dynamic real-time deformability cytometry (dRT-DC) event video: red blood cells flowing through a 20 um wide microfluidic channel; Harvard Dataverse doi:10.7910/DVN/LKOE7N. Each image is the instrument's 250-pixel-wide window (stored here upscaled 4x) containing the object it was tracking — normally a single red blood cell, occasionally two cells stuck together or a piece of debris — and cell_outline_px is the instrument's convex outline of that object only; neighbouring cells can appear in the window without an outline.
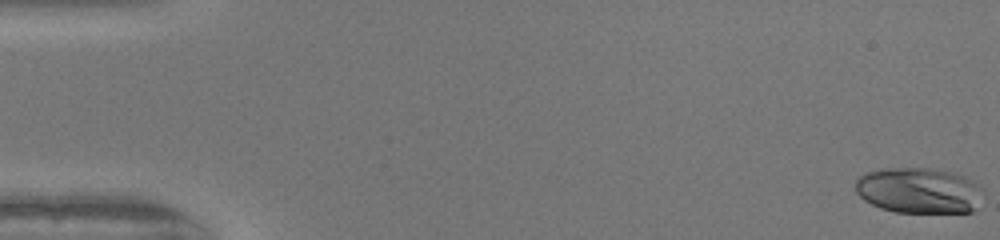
{"species": "human", "species_latin": "Homo sapiens", "temperature_condition": "warm", "stored_images_in_passage": 17, "camera_frame_rate_fps": 3000, "um_per_image_px": 0.085, "donor": {"sex": "female"}, "frame": {"image": 1, "passage_image": 1, "time_ms": 0.0, "image_size_px": [1000, 240], "cell_outline_px": [[980, 208], [972, 212], [896, 212], [880, 208], [864, 200], [856, 192], [856, 180], [860, 176], [868, 172], [884, 168], [932, 168], [952, 172], [964, 176], [980, 184]], "centroid_in_image_um": [78.13, 16.19], "position_along_channel_um": 6.9, "area_um2": 34.16}}
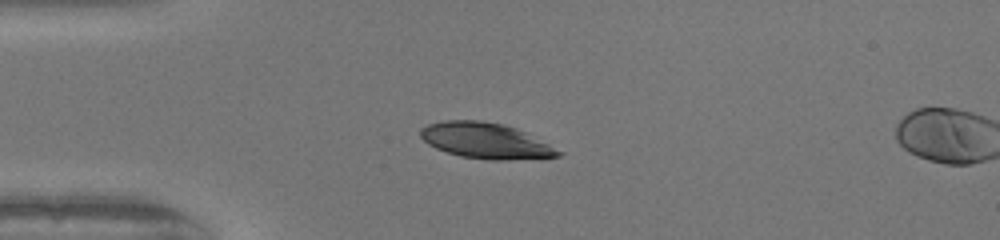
{"frame": {"image": 2, "passage_image": 14, "time_ms": 4.333, "image_size_px": [1000, 240], "cell_outline_px": [[564, 152], [560, 156], [540, 160], [488, 160], [460, 156], [436, 148], [428, 144], [420, 136], [420, 128], [428, 124], [444, 120], [480, 120], [504, 124], [516, 128]], "centroid_in_image_um": [41.32, 11.98], "position_along_channel_um": 43.7, "area_um2": 29.02}}